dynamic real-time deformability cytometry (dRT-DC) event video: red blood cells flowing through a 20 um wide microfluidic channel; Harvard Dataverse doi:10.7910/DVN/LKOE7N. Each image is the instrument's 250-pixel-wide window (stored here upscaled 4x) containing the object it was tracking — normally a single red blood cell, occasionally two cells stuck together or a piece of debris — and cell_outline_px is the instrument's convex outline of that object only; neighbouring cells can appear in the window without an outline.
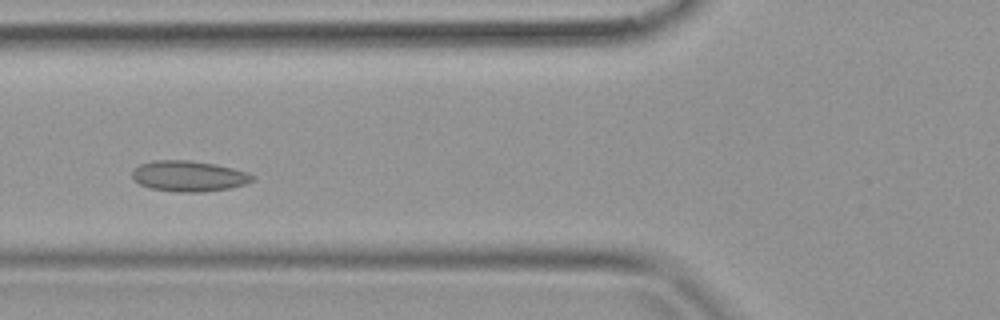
{"species": "common noctule bat (a hibernating species)", "species_latin": "Nyctalus noctula", "temperature_condition": "warm", "stored_images_in_passage": 36, "camera_frame_rate_fps": 3000, "um_per_image_px": 0.085, "animal": {"sex": "female", "body_mass_g": 19.9}, "frame": {"image": 1, "passage_image": 11, "time_ms": 3.333, "image_size_px": [1000, 320], "cell_outline_px": [[252, 180], [244, 184], [228, 188], [200, 192], [176, 192], [152, 188], [140, 184], [132, 180], [132, 172], [140, 164], [152, 160], [188, 160], [212, 164], [232, 168], [248, 172], [252, 176]], "centroid_in_image_um": [15.99, 14.96], "position_along_channel_um": 109.8, "area_um2": 21.21}}
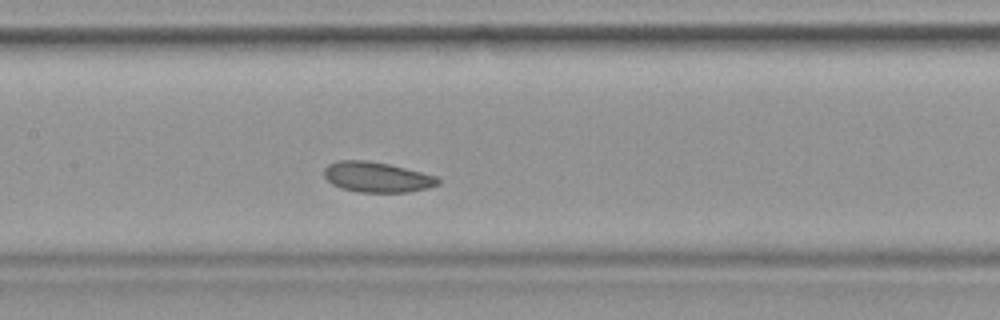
{"frame": {"image": 2, "passage_image": 15, "time_ms": 4.667, "image_size_px": [1000, 320], "cell_outline_px": [[440, 184], [428, 188], [408, 192], [356, 192], [332, 184], [324, 176], [324, 168], [328, 164], [336, 160], [368, 160], [388, 164], [436, 176], [440, 180]], "centroid_in_image_um": [32.02, 15.05], "position_along_channel_um": 175.4, "area_um2": 20.06}}
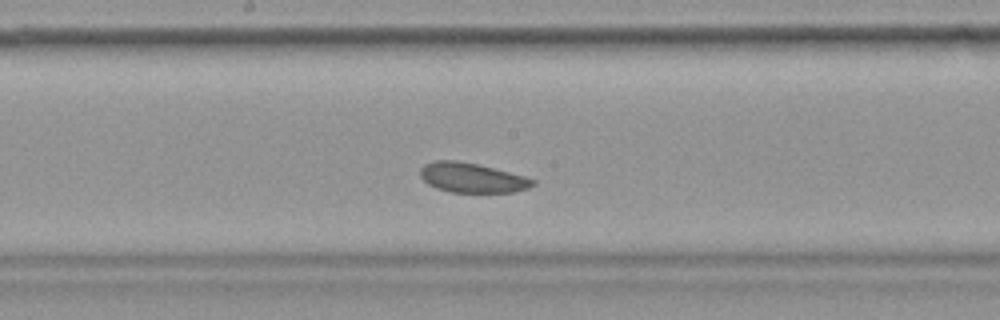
{"frame": {"image": 3, "passage_image": 17, "time_ms": 5.333, "image_size_px": [1000, 320], "cell_outline_px": [[536, 184], [528, 188], [512, 192], [452, 192], [436, 188], [428, 184], [420, 176], [420, 168], [424, 164], [432, 160], [456, 160], [476, 164], [524, 176], [536, 180]], "centroid_in_image_um": [40.09, 15.1], "position_along_channel_um": 208.1, "area_um2": 19.36}}